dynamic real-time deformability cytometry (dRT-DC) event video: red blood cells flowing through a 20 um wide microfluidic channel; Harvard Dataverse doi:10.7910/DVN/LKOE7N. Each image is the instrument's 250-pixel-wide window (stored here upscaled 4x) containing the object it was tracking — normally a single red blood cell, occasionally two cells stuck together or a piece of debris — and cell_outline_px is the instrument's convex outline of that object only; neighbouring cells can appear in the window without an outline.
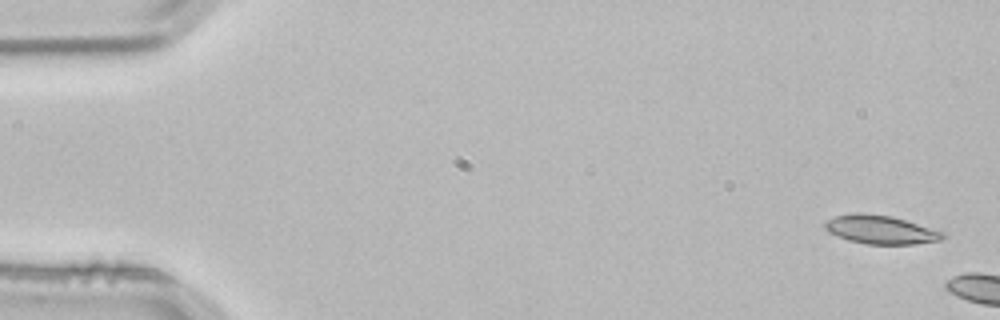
{"species": "common noctule bat (a hibernating species)", "species_latin": "Nyctalus noctula", "temperature_condition": "room temperature", "stored_images_in_passage": 2, "camera_frame_rate_fps": 3000, "um_per_image_px": 0.085, "animal": {"sex": "male", "body_mass_g": 21.5, "forearm_length_mm": 52.0}, "frame": {"image": 1, "passage_image": 1, "time_ms": 0.0, "image_size_px": [1000, 320], "cell_outline_px": [[944, 236], [940, 240], [912, 244], [868, 244], [848, 240], [828, 232], [824, 228], [824, 224], [828, 220], [836, 216], [860, 212], [892, 216], [944, 232]], "centroid_in_image_um": [74.83, 19.52], "position_along_channel_um": 10.2, "area_um2": 19.36}}